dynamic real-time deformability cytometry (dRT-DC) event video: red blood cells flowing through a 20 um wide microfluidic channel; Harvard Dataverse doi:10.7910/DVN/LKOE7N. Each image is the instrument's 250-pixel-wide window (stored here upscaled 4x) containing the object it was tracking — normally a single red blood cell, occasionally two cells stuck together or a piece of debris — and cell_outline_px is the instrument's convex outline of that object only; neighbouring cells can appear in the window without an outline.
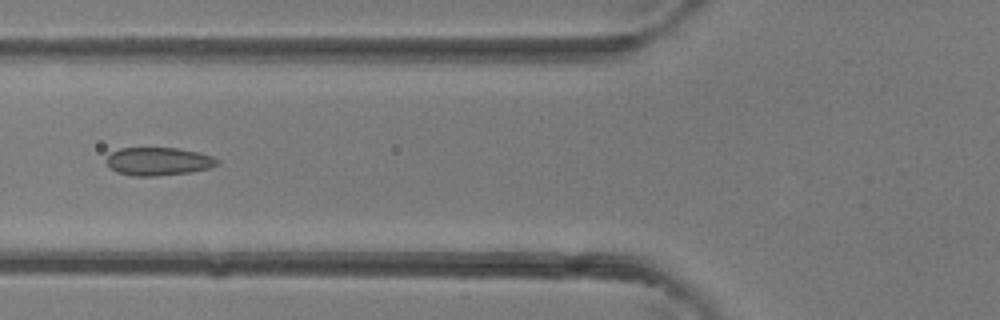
{"species": "common noctule bat (a hibernating species)", "species_latin": "Nyctalus noctula", "temperature_condition": "room temperature", "stored_images_in_passage": 5, "camera_frame_rate_fps": 3000, "um_per_image_px": 0.085, "animal": {"sex": "female"}, "frame": {"image": 1, "passage_image": 5, "time_ms": 1.333, "image_size_px": [1000, 320], "cell_outline_px": [[220, 164], [208, 168], [188, 172], [156, 176], [132, 176], [116, 172], [104, 160], [112, 152], [120, 148], [176, 148], [200, 152], [212, 156], [220, 160]], "centroid_in_image_um": [13.47, 13.71], "position_along_channel_um": 112.3, "area_um2": 18.15}}